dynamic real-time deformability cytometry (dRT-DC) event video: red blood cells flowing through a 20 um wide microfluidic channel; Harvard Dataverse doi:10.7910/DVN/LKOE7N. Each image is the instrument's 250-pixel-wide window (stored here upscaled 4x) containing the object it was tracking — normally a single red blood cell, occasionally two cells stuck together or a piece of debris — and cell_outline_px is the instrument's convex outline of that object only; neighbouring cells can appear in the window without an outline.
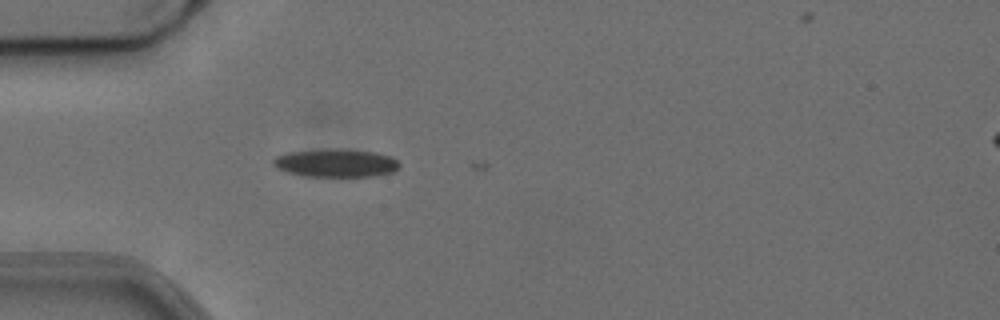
{"species": "common noctule bat (a hibernating species)", "species_latin": "Nyctalus noctula", "temperature_condition": "cold", "stored_images_in_passage": 2, "camera_frame_rate_fps": 3000, "um_per_image_px": 0.085, "animal": {"sex": "female", "body_mass_g": 24.6, "forearm_length_mm": 56.2}, "frame": {"image": 1, "passage_image": 1, "time_ms": 0.0, "image_size_px": [1000, 320], "cell_outline_px": [[400, 164], [392, 172], [376, 176], [304, 176], [288, 172], [276, 168], [272, 164], [272, 160], [276, 156], [284, 152], [324, 148], [340, 148], [376, 152], [392, 156]], "centroid_in_image_um": [28.5, 13.83], "position_along_channel_um": 56.5, "area_um2": 21.04}}